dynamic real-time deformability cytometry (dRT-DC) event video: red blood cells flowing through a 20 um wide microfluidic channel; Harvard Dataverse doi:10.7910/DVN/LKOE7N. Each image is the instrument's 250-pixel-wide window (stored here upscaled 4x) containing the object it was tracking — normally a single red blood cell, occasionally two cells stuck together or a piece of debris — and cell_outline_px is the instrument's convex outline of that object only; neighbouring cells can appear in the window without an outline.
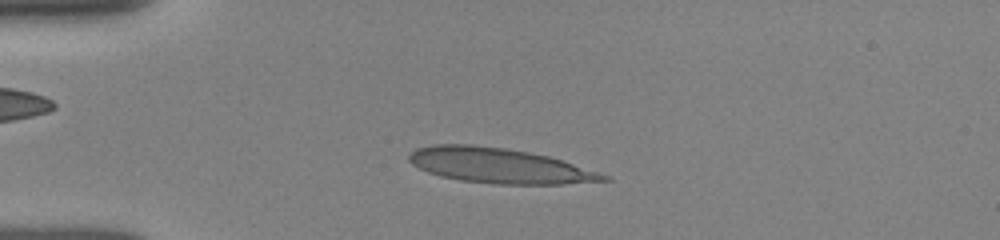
{"species": "human", "species_latin": "Homo sapiens", "temperature_condition": "room temperature", "stored_images_in_passage": 46, "camera_frame_rate_fps": 3000, "um_per_image_px": 0.085, "donor": {"sex": "female"}, "frame": {"image": 1, "passage_image": 12, "time_ms": 3.667, "image_size_px": [1000, 240], "cell_outline_px": [[612, 180], [560, 184], [496, 184], [460, 180], [440, 176], [428, 172], [412, 164], [408, 160], [408, 156], [416, 148], [432, 144], [472, 144], [504, 148], [528, 152], [548, 156], [564, 160], [612, 176]], "centroid_in_image_um": [42.47, 14.08], "position_along_channel_um": 42.5, "area_um2": 39.88}}
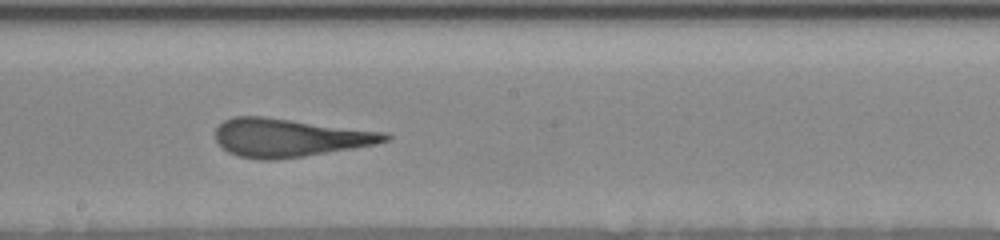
{"frame": {"image": 2, "passage_image": 28, "time_ms": 9.0, "image_size_px": [1000, 240], "cell_outline_px": [[392, 136], [388, 140], [376, 144], [304, 156], [276, 160], [260, 160], [240, 156], [228, 152], [216, 140], [216, 128], [224, 120], [232, 116], [264, 116], [388, 132]], "centroid_in_image_um": [24.61, 11.69], "position_along_channel_um": 223.6, "area_um2": 37.86}}
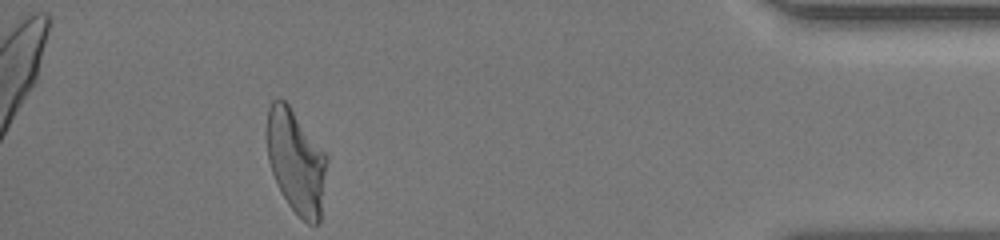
{"frame": {"image": 3, "passage_image": 46, "time_ms": 15.0, "image_size_px": [1000, 240], "cell_outline_px": [[328, 160], [320, 224], [308, 224], [288, 204], [272, 172], [268, 160], [268, 108], [272, 100], [284, 100], [288, 104], [328, 156]], "centroid_in_image_um": [25.21, 13.76], "position_along_channel_um": 410.0, "area_um2": 35.78}, "authors_computed_cell_mechanics": {"area_um2": 37.4255, "velocity_mm_per_s": 3.9266, "shape_relaxation_time_tau1_ms": 7.6919, "shape_relaxation_time_tau2_ms": 1.35, "deformation_change_tau1": 0.296, "deformation_change_tau2": 0.1165}}